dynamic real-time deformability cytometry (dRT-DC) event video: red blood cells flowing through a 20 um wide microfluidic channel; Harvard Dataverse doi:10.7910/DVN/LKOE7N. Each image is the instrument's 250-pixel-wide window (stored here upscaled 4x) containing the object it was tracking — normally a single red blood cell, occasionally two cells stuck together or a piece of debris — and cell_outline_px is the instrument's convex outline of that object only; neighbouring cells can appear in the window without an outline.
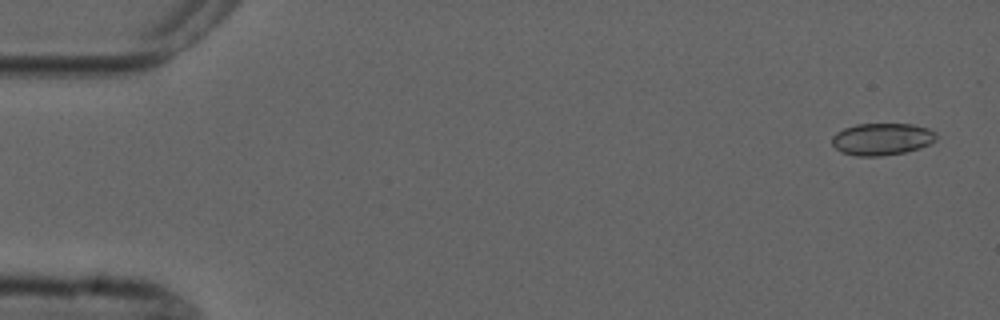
{"species": "common noctule bat (a hibernating species)", "species_latin": "Nyctalus noctula", "temperature_condition": "cold", "stored_images_in_passage": 5, "camera_frame_rate_fps": 3000, "um_per_image_px": 0.085, "animal": {"sex": "male", "forearm_length_mm": 52.5}, "frame": {"image": 1, "passage_image": 1, "time_ms": 0.0, "image_size_px": [1000, 320], "cell_outline_px": [[936, 140], [920, 148], [904, 152], [880, 156], [856, 156], [840, 152], [832, 144], [832, 136], [836, 132], [844, 128], [856, 124], [912, 124], [928, 128], [936, 132]], "centroid_in_image_um": [74.95, 11.82], "position_along_channel_um": 10.1, "area_um2": 19.54}}
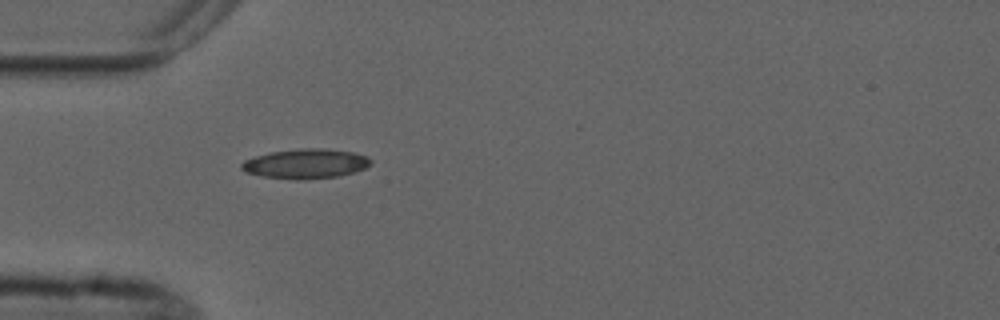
{"frame": {"image": 2, "passage_image": 5, "time_ms": 4.667, "image_size_px": [1000, 320], "cell_outline_px": [[372, 164], [364, 168], [340, 176], [300, 180], [296, 180], [264, 176], [244, 172], [240, 168], [240, 164], [244, 160], [256, 156], [272, 152], [300, 148], [320, 148], [352, 152], [368, 156], [372, 160]], "centroid_in_image_um": [25.98, 13.92], "position_along_channel_um": 59.0, "area_um2": 22.31}}